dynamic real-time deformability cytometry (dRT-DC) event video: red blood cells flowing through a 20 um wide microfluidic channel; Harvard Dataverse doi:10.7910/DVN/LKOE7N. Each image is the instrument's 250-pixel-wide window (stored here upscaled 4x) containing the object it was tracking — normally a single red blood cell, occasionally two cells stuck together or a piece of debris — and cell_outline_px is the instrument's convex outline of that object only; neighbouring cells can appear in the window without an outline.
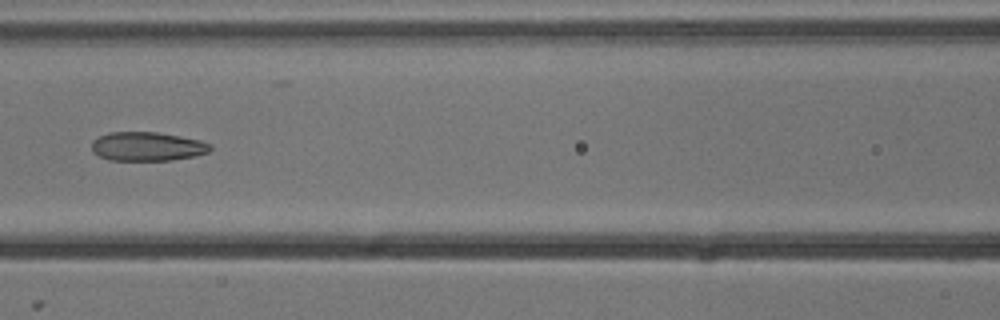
{"species": "common noctule bat (a hibernating species)", "species_latin": "Nyctalus noctula", "temperature_condition": "cold", "stored_images_in_passage": 4, "camera_frame_rate_fps": 3000, "um_per_image_px": 0.085, "animal": {"sex": "male", "body_mass_g": 13.3}, "frame": {"image": 1, "passage_image": 3, "time_ms": 0.667, "image_size_px": [1000, 320], "cell_outline_px": [[212, 148], [208, 152], [196, 156], [172, 160], [108, 160], [92, 152], [92, 140], [108, 132], [156, 132], [180, 136], [200, 140], [212, 144]], "centroid_in_image_um": [12.53, 12.45], "position_along_channel_um": 154.1, "area_um2": 20.11}}
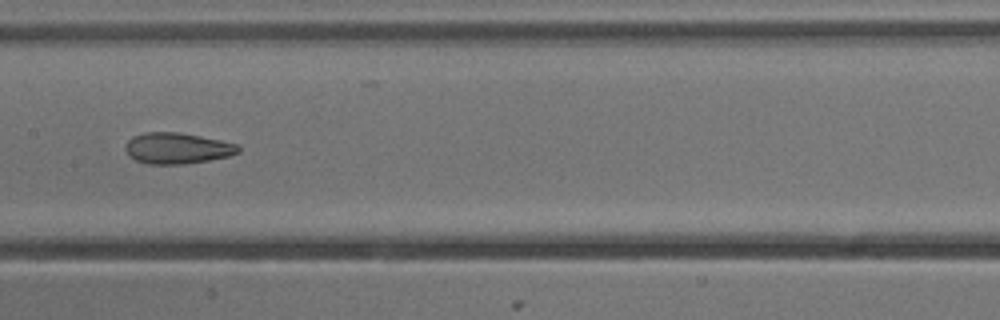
{"frame": {"image": 2, "passage_image": 4, "time_ms": 1.0, "image_size_px": [1000, 320], "cell_outline_px": [[240, 152], [228, 156], [208, 160], [184, 164], [148, 164], [136, 160], [124, 148], [124, 144], [132, 136], [144, 132], [180, 132], [220, 140], [236, 144], [240, 148]], "centroid_in_image_um": [15.04, 12.59], "position_along_channel_um": 192.4, "area_um2": 20.35}}